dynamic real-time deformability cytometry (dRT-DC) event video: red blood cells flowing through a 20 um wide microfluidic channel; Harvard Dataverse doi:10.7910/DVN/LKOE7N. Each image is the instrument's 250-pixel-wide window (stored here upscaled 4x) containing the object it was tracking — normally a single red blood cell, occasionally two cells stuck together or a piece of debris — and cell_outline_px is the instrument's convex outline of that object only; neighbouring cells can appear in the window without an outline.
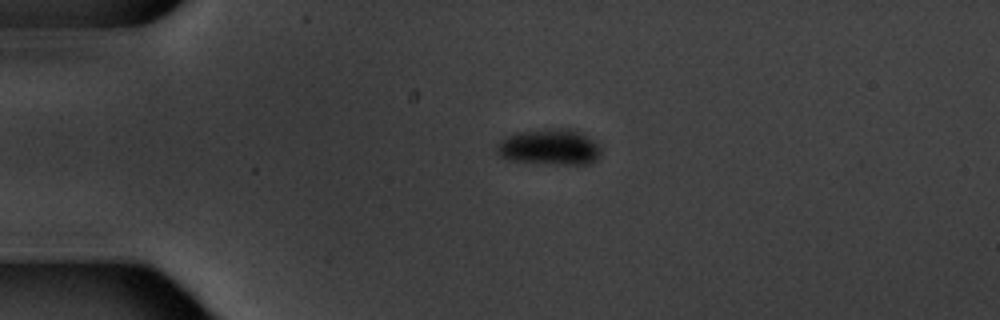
{"species": "common noctule bat (a hibernating species)", "species_latin": "Nyctalus noctula", "temperature_condition": "warm", "stored_images_in_passage": 15, "camera_frame_rate_fps": 3000, "um_per_image_px": 0.085, "animal": {"sex": "male", "body_mass_g": 20.1, "forearm_length_mm": 53.5}, "frame": {"image": 1, "passage_image": 4, "time_ms": 3.667, "image_size_px": [1000, 320], "cell_outline_px": [[600, 156], [596, 160], [588, 164], [544, 164], [508, 160], [500, 156], [496, 152], [496, 144], [500, 140], [512, 132], [548, 128], [572, 128], [580, 132], [600, 144]], "centroid_in_image_um": [46.68, 12.49], "position_along_channel_um": 38.3, "area_um2": 22.43}}
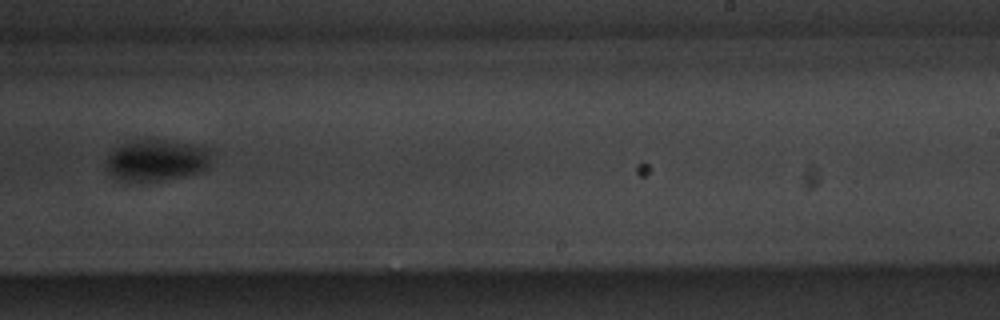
{"frame": {"image": 2, "passage_image": 10, "time_ms": 11.667, "image_size_px": [1000, 320], "cell_outline_px": [[208, 164], [200, 172], [160, 180], [116, 180], [108, 172], [104, 164], [104, 160], [120, 144], [136, 140], [164, 140], [200, 144], [208, 148]], "centroid_in_image_um": [13.25, 13.6], "position_along_channel_um": 275.8, "area_um2": 25.14}}
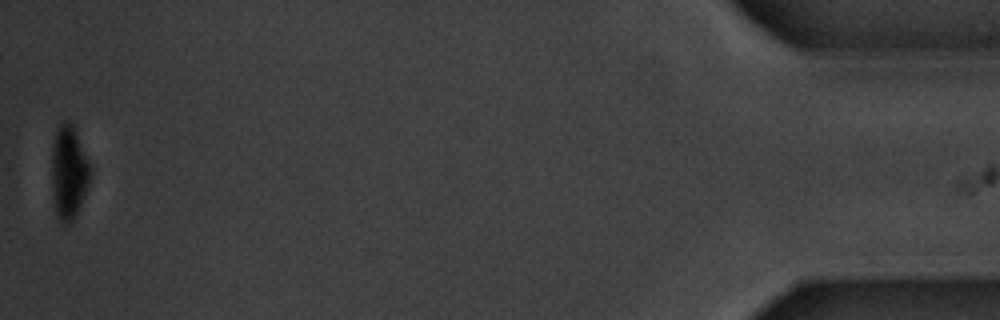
{"frame": {"image": 3, "passage_image": 15, "time_ms": 18.667, "image_size_px": [1000, 320], "cell_outline_px": [[92, 172], [88, 184], [76, 216], [72, 224], [64, 224], [60, 220], [56, 212], [52, 192], [52, 144], [56, 132], [60, 124], [64, 120], [68, 120], [72, 124], [88, 160]], "centroid_in_image_um": [5.84, 14.67], "position_along_channel_um": 429.4, "area_um2": 20.87}, "authors_computed_cell_mechanics": {"area_um2": 24.565, "velocity_mm_per_s": 3.4453, "shape_relaxation_time_tau1_ms": 1.6247, "shape_relaxation_time_tau2_ms": null, "deformation_change_tau1": 0.0764, "deformation_change_tau2": null}}